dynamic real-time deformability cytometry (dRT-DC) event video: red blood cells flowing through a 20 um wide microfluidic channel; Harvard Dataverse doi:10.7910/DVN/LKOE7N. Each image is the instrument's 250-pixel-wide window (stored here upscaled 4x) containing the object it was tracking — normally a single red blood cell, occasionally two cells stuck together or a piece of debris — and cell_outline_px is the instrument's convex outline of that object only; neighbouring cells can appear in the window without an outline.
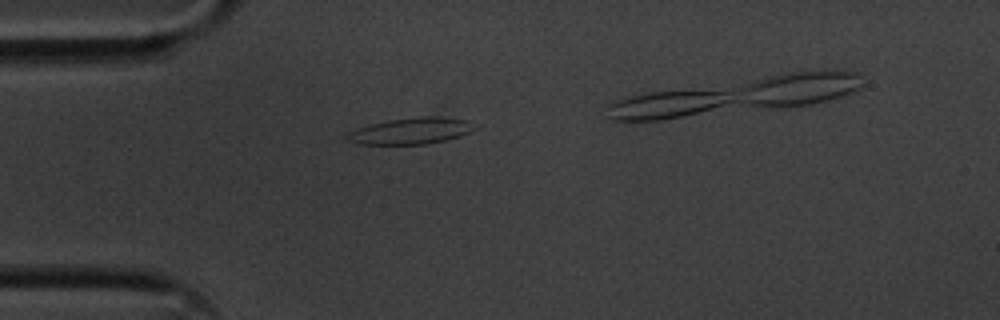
{"species": "common noctule bat (a hibernating species)", "species_latin": "Nyctalus noctula", "temperature_condition": "cold", "stored_images_in_passage": 39, "camera_frame_rate_fps": 3000, "um_per_image_px": 0.085, "animal": {"sex": "male", "body_mass_g": 20.1, "forearm_length_mm": 53.5}, "frame": {"image": 1, "passage_image": 8, "time_ms": 2.333, "image_size_px": [1000, 320], "cell_outline_px": [[476, 128], [460, 136], [444, 140], [424, 144], [356, 144], [344, 140], [344, 132], [372, 124], [388, 120], [424, 116], [436, 116], [468, 120]], "centroid_in_image_um": [34.84, 11.13], "position_along_channel_um": 50.2, "area_um2": 19.59}}
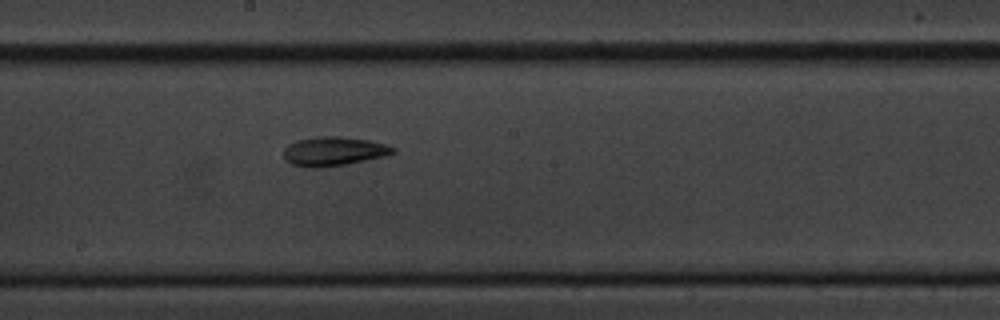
{"frame": {"image": 2, "passage_image": 23, "time_ms": 7.333, "image_size_px": [1000, 320], "cell_outline_px": [[396, 152], [384, 156], [344, 164], [320, 168], [308, 168], [292, 164], [284, 160], [284, 148], [288, 144], [296, 140], [316, 136], [340, 136], [368, 140], [384, 144], [396, 148]], "centroid_in_image_um": [28.31, 12.85], "position_along_channel_um": 219.9, "area_um2": 18.55}}
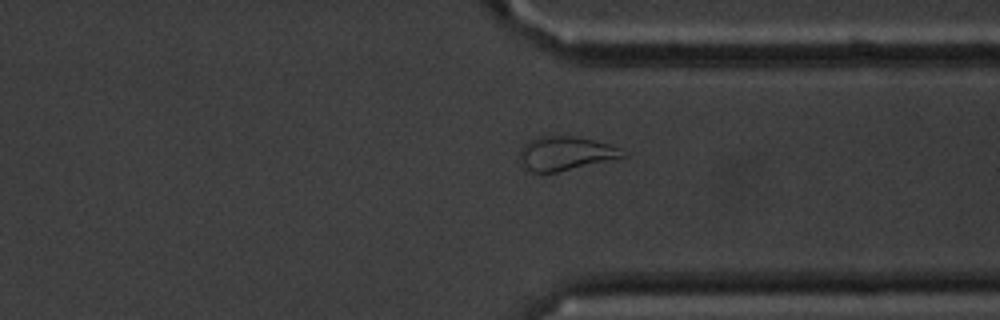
{"frame": {"image": 3, "passage_image": 35, "time_ms": 11.333, "image_size_px": [1000, 320], "cell_outline_px": [[628, 156], [556, 172], [532, 172], [524, 168], [520, 160], [520, 148], [528, 140], [536, 136], [572, 136], [592, 140], [608, 144], [620, 148], [628, 152]], "centroid_in_image_um": [48.05, 13.03], "position_along_channel_um": 363.3, "area_um2": 20.35}}